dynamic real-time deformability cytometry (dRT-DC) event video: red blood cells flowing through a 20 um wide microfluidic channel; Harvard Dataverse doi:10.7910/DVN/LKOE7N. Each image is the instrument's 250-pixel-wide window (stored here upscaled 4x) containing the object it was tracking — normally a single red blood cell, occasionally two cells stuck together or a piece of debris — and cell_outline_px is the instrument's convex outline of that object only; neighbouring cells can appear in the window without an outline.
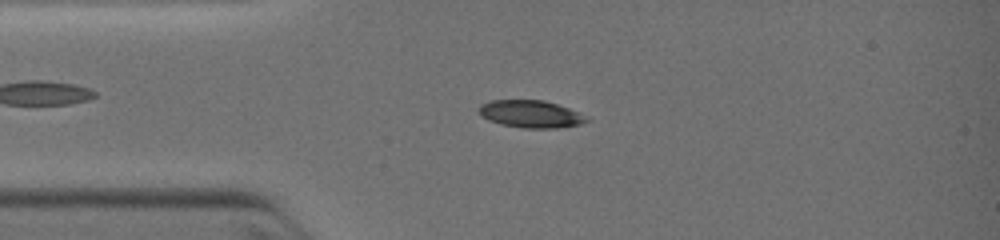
{"species": "common noctule bat (a hibernating species)", "species_latin": "Nyctalus noctula", "temperature_condition": "warm", "stored_images_in_passage": 3, "camera_frame_rate_fps": 3000, "um_per_image_px": 0.085, "animal": {"sex": "female", "body_mass_g": 19.0, "forearm_length_mm": 51.5}, "frame": {"image": 1, "passage_image": 3, "time_ms": 2.333, "image_size_px": [1000, 240], "cell_outline_px": [[588, 120], [580, 124], [556, 128], [524, 128], [500, 124], [488, 120], [480, 116], [476, 108], [480, 104], [492, 100], [544, 100], [568, 108], [576, 112]], "centroid_in_image_um": [44.99, 9.69], "position_along_channel_um": 40.0, "area_um2": 17.05}}